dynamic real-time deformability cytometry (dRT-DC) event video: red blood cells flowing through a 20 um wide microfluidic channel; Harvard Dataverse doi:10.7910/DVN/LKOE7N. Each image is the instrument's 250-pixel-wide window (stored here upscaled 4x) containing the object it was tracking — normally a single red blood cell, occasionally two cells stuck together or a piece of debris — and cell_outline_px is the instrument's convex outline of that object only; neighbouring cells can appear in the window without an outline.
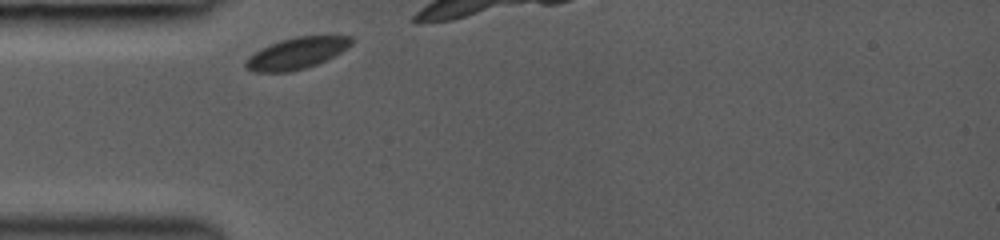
{"species": "common noctule bat (a hibernating species)", "species_latin": "Nyctalus noctula", "temperature_condition": "room temperature", "stored_images_in_passage": 5, "camera_frame_rate_fps": 3000, "um_per_image_px": 0.085, "animal": {"sex": "female", "body_mass_g": 19.0, "forearm_length_mm": 53.3}, "frame": {"image": 1, "passage_image": 1, "time_ms": 0.0, "image_size_px": [1000, 240], "cell_outline_px": [[352, 44], [348, 48], [316, 64], [304, 68], [288, 72], [252, 72], [244, 68], [244, 60], [248, 56], [260, 48], [280, 40], [296, 36], [352, 36]], "centroid_in_image_um": [25.14, 4.53], "position_along_channel_um": 59.9, "area_um2": 19.36}}